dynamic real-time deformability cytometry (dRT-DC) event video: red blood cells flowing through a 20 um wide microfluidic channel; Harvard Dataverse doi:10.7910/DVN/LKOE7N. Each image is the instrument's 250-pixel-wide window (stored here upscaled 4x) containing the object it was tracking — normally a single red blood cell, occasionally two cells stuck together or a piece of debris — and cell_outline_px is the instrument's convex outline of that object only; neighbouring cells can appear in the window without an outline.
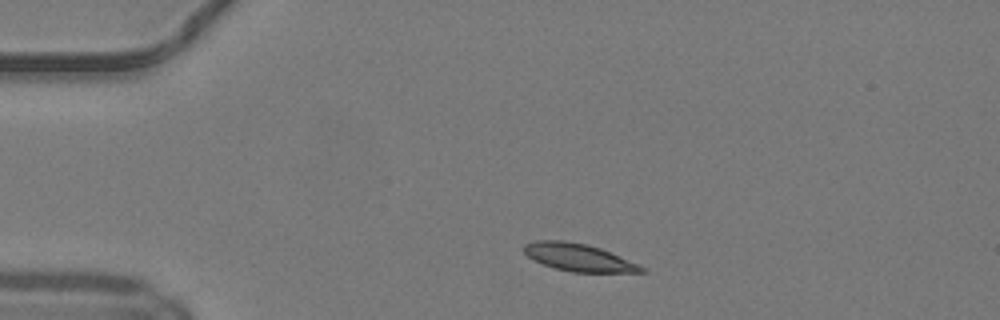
{"species": "common noctule bat (a hibernating species)", "species_latin": "Nyctalus noctula", "temperature_condition": "warm", "stored_images_in_passage": 40, "camera_frame_rate_fps": 3000, "um_per_image_px": 0.085, "animal": {"sex": "male", "body_mass_g": 19.2, "forearm_length_mm": 51.8}, "frame": {"image": 1, "passage_image": 1, "time_ms": 0.0, "image_size_px": [1000, 320], "cell_outline_px": [[648, 272], [572, 272], [556, 268], [532, 260], [524, 252], [524, 244], [536, 240], [564, 240], [588, 244], [600, 248], [640, 264], [648, 268]], "centroid_in_image_um": [49.22, 21.88], "position_along_channel_um": 35.8, "area_um2": 18.96}}
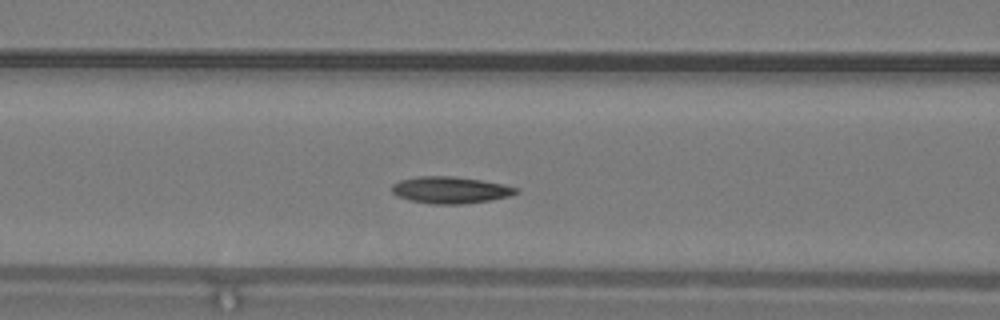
{"frame": {"image": 2, "passage_image": 11, "time_ms": 3.333, "image_size_px": [1000, 320], "cell_outline_px": [[520, 192], [512, 196], [492, 200], [464, 204], [432, 204], [408, 200], [396, 196], [392, 192], [392, 184], [400, 180], [416, 176], [452, 176], [480, 180], [504, 184], [520, 188]], "centroid_in_image_um": [38.31, 16.15], "position_along_channel_um": 128.3, "area_um2": 19.71}}
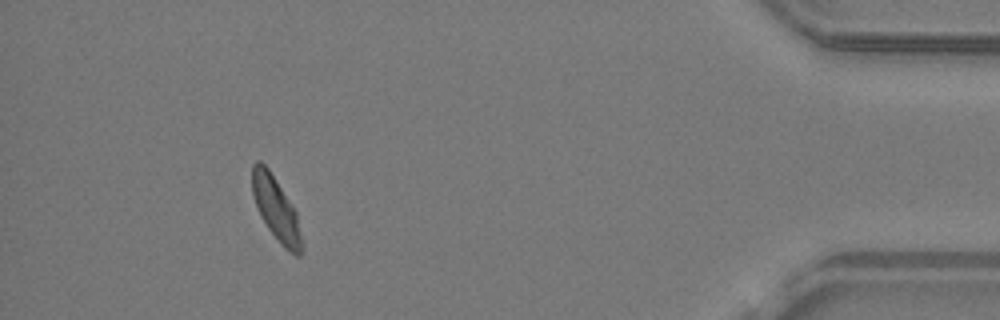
{"frame": {"image": 3, "passage_image": 36, "time_ms": 11.667, "image_size_px": [1000, 320], "cell_outline_px": [[304, 248], [300, 256], [296, 256], [284, 248], [280, 244], [268, 228], [260, 216], [252, 196], [252, 164], [256, 160], [260, 160], [268, 168], [296, 212], [304, 244]], "centroid_in_image_um": [23.47, 17.8], "position_along_channel_um": 411.7, "area_um2": 18.44}, "authors_computed_cell_mechanics": {"area_um2": 18.6116, "velocity_mm_per_s": 4.1227, "shape_relaxation_time_tau1_ms": 4.0375, "shape_relaxation_time_tau2_ms": null, "deformation_change_tau1": 0.1341, "deformation_change_tau2": null}}